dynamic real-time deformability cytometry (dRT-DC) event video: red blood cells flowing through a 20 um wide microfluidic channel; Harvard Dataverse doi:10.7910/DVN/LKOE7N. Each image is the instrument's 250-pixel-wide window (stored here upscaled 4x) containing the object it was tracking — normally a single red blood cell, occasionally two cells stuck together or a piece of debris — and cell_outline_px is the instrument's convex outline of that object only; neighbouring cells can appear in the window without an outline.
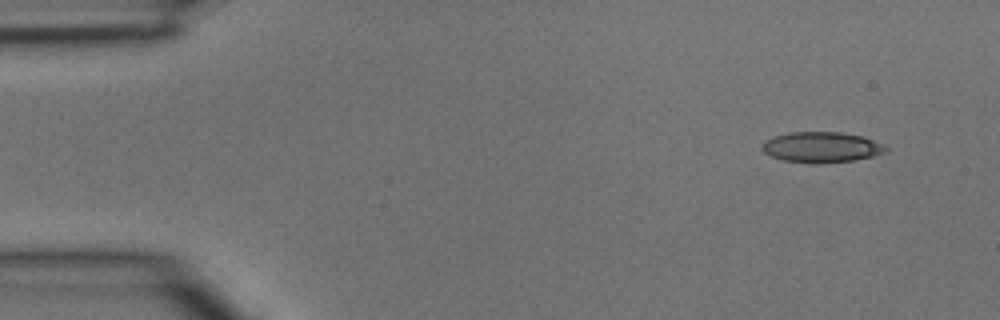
{"species": "common noctule bat (a hibernating species)", "species_latin": "Nyctalus noctula", "temperature_condition": "room temperature", "stored_images_in_passage": 4, "camera_frame_rate_fps": 3000, "um_per_image_px": 0.085, "animal": {"sex": "male", "body_mass_g": 15.6}, "frame": {"image": 1, "passage_image": 1, "time_ms": 0.0, "image_size_px": [1000, 320], "cell_outline_px": [[888, 148], [884, 152], [872, 156], [852, 160], [816, 164], [812, 164], [784, 160], [772, 156], [764, 152], [760, 148], [764, 140], [772, 136], [792, 132], [840, 132], [864, 136], [884, 144]], "centroid_in_image_um": [69.8, 12.5], "position_along_channel_um": 15.2, "area_um2": 22.14}}
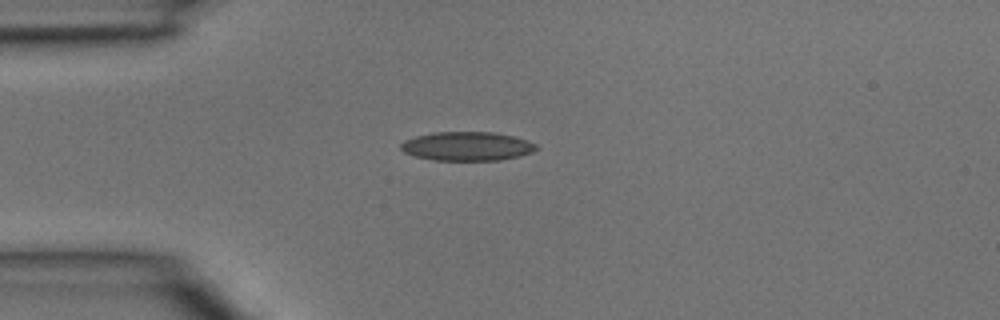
{"frame": {"image": 2, "passage_image": 3, "time_ms": 0.667, "image_size_px": [1000, 320], "cell_outline_px": [[540, 148], [532, 152], [520, 156], [500, 160], [432, 160], [416, 156], [404, 152], [400, 148], [400, 144], [404, 140], [416, 136], [432, 132], [496, 132], [528, 140], [536, 144]], "centroid_in_image_um": [39.72, 12.42], "position_along_channel_um": 45.3, "area_um2": 22.95}}
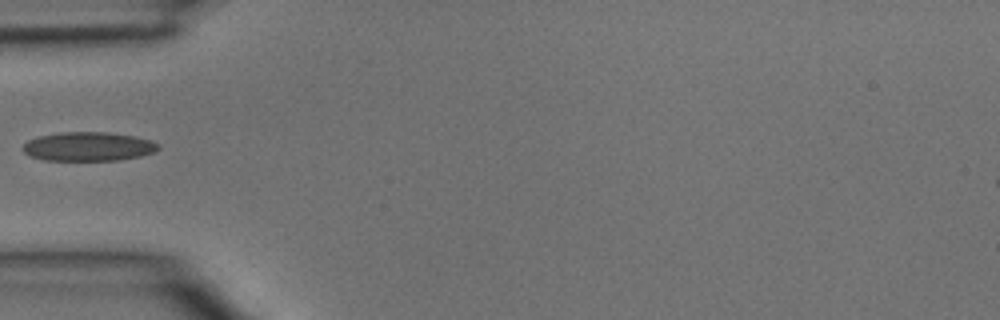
{"frame": {"image": 3, "passage_image": 4, "time_ms": 1.0, "image_size_px": [1000, 320], "cell_outline_px": [[160, 148], [152, 152], [140, 156], [120, 160], [44, 160], [32, 156], [24, 152], [20, 148], [28, 140], [40, 136], [60, 132], [108, 132], [136, 136], [152, 140], [160, 144]], "centroid_in_image_um": [7.53, 12.45], "position_along_channel_um": 77.5, "area_um2": 22.95}}